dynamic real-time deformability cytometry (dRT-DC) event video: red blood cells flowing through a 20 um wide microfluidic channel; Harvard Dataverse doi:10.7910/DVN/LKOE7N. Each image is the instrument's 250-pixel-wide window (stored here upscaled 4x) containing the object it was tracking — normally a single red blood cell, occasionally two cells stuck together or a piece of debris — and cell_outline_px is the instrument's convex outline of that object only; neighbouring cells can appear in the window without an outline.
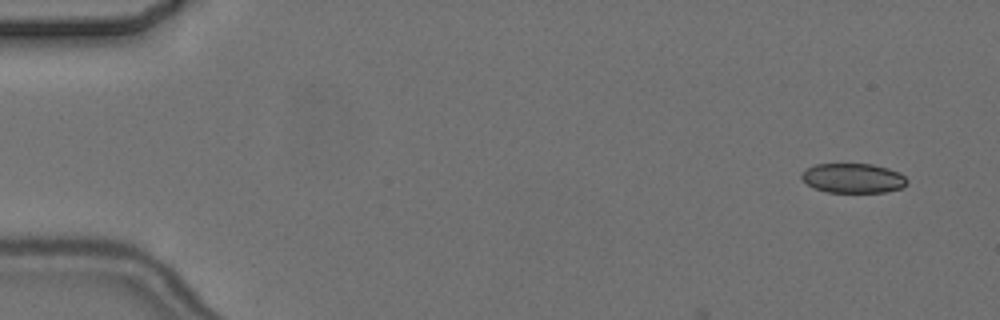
{"species": "common noctule bat (a hibernating species)", "species_latin": "Nyctalus noctula", "temperature_condition": "cold", "stored_images_in_passage": 3, "camera_frame_rate_fps": 3000, "um_per_image_px": 0.085, "animal": {"sex": "female", "body_mass_g": 24.6, "forearm_length_mm": 56.2}, "frame": {"image": 1, "passage_image": 1, "time_ms": 0.0, "image_size_px": [1000, 320], "cell_outline_px": [[908, 184], [900, 188], [884, 192], [828, 192], [816, 188], [808, 184], [800, 176], [808, 168], [816, 164], [872, 164], [888, 168], [904, 176], [908, 180]], "centroid_in_image_um": [72.54, 15.14], "position_along_channel_um": 12.5, "area_um2": 17.92}}